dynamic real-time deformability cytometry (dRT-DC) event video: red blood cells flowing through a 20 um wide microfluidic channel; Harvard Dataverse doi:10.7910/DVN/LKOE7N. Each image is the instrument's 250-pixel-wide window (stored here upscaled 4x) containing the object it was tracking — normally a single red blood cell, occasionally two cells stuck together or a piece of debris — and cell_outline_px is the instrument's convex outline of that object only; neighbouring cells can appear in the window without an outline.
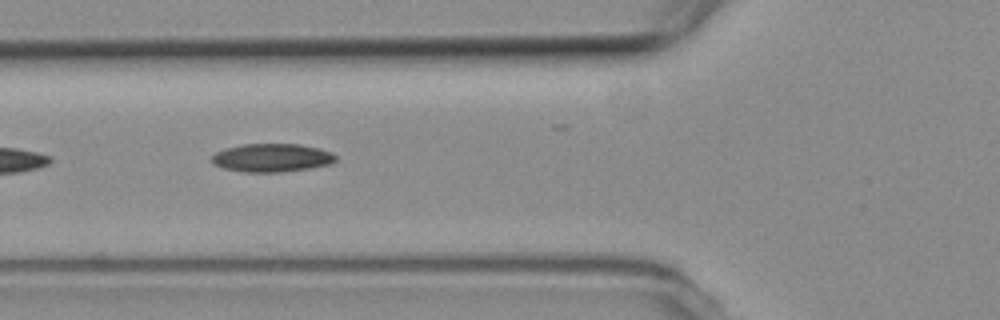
{"species": "common noctule bat (a hibernating species)", "species_latin": "Nyctalus noctula", "temperature_condition": "room temperature", "stored_images_in_passage": 4, "camera_frame_rate_fps": 3000, "um_per_image_px": 0.085, "animal": {"sex": "female", "body_mass_g": 19.3, "forearm_length_mm": 54.1}, "frame": {"image": 1, "passage_image": 3, "time_ms": 2.667, "image_size_px": [1000, 320], "cell_outline_px": [[336, 160], [332, 164], [312, 168], [280, 172], [244, 172], [224, 168], [212, 164], [212, 156], [216, 152], [224, 148], [244, 144], [300, 144], [320, 148], [332, 152], [336, 156]], "centroid_in_image_um": [23.13, 13.41], "position_along_channel_um": 102.7, "area_um2": 20.63}}
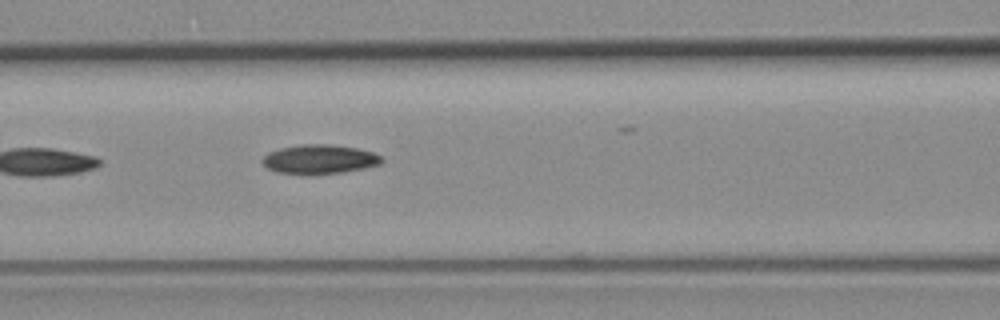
{"frame": {"image": 2, "passage_image": 4, "time_ms": 3.667, "image_size_px": [1000, 320], "cell_outline_px": [[384, 160], [380, 164], [364, 168], [344, 172], [312, 176], [308, 176], [276, 172], [268, 168], [260, 160], [268, 152], [280, 148], [304, 144], [328, 144], [356, 148], [372, 152], [380, 156]], "centroid_in_image_um": [27.12, 13.56], "position_along_channel_um": 139.5, "area_um2": 20.63}}